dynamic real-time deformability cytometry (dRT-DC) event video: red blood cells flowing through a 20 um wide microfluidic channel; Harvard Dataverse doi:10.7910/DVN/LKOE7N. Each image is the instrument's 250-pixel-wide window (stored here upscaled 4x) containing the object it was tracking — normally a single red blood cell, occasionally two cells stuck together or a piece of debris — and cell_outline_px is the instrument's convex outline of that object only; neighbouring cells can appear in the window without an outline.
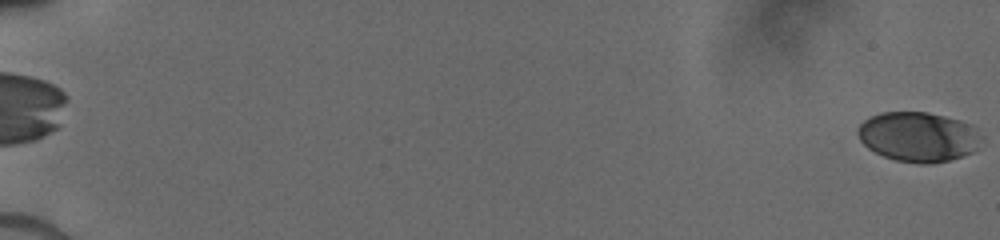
{"species": "human", "species_latin": "Homo sapiens", "temperature_condition": "cold", "stored_images_in_passage": 8, "camera_frame_rate_fps": 3000, "um_per_image_px": 0.085, "donor": {"sex": "male"}, "frame": {"image": 1, "passage_image": 8, "time_ms": 6.333, "image_size_px": [1000, 240], "cell_outline_px": [[984, 136], [976, 148], [972, 152], [964, 156], [932, 164], [920, 164], [896, 160], [884, 156], [868, 148], [860, 140], [856, 132], [856, 128], [864, 120], [880, 112], [928, 112], [960, 120], [972, 124]], "centroid_in_image_um": [78.08, 11.62], "position_along_channel_um": 6.9, "area_um2": 36.18}}